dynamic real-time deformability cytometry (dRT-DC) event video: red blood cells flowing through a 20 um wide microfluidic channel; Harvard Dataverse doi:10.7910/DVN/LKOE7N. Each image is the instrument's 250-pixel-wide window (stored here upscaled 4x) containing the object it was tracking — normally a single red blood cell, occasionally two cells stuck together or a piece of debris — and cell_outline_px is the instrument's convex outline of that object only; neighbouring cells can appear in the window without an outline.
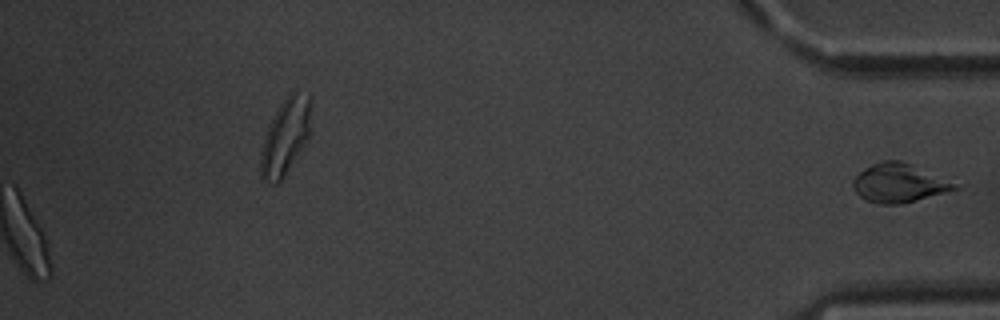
{"species": "common noctule bat (a hibernating species)", "species_latin": "Nyctalus noctula", "temperature_condition": "warm", "stored_images_in_passage": 55, "segment_of_instrument_passage": [2, 2], "camera_frame_rate_fps": 3000, "um_per_image_px": 0.085, "animal": {"sex": "male", "body_mass_g": 20.1, "forearm_length_mm": 53.5}, "frame": {"image": 1, "passage_image": 55, "time_ms": 18.0, "image_size_px": [1000, 320], "cell_outline_px": [[960, 188], [900, 204], [880, 204], [868, 200], [860, 196], [852, 188], [852, 180], [864, 168], [872, 164], [884, 160], [900, 160], [952, 184]], "centroid_in_image_um": [76.28, 15.57], "position_along_channel_um": 358.9, "area_um2": 21.91}}